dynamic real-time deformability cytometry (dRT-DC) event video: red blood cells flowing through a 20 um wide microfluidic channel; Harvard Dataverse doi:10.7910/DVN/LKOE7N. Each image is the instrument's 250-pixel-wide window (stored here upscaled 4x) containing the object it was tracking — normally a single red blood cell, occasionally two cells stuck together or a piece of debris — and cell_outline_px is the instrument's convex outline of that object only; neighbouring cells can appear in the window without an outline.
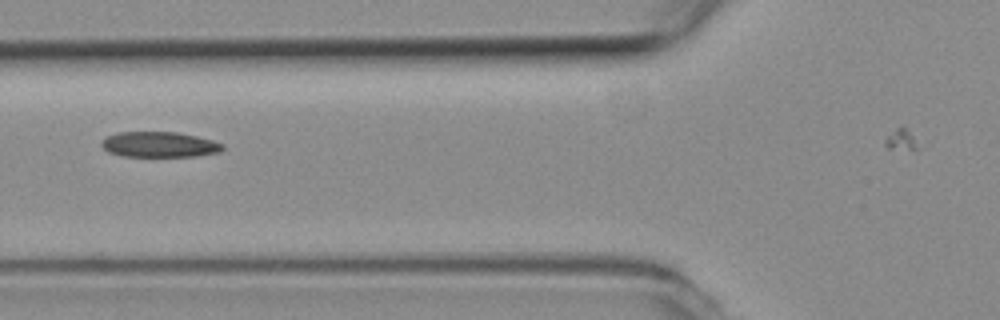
{"species": "common noctule bat (a hibernating species)", "species_latin": "Nyctalus noctula", "temperature_condition": "room temperature", "stored_images_in_passage": 6, "camera_frame_rate_fps": 3000, "um_per_image_px": 0.085, "animal": {"sex": "female", "body_mass_g": 19.3, "forearm_length_mm": 54.1}, "frame": {"image": 1, "passage_image": 5, "time_ms": 1.333, "image_size_px": [1000, 320], "cell_outline_px": [[224, 148], [220, 152], [196, 156], [124, 156], [108, 152], [100, 144], [108, 136], [116, 132], [176, 132], [196, 136], [212, 140], [224, 144]], "centroid_in_image_um": [13.57, 12.28], "position_along_channel_um": 112.2, "area_um2": 17.86}}